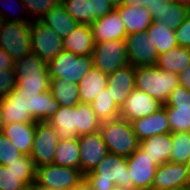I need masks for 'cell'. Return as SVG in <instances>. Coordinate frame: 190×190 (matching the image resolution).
<instances>
[{
    "label": "cell",
    "instance_id": "cell-13",
    "mask_svg": "<svg viewBox=\"0 0 190 190\" xmlns=\"http://www.w3.org/2000/svg\"><path fill=\"white\" fill-rule=\"evenodd\" d=\"M146 31L129 34L125 37L127 58L134 67L156 65L158 52Z\"/></svg>",
    "mask_w": 190,
    "mask_h": 190
},
{
    "label": "cell",
    "instance_id": "cell-50",
    "mask_svg": "<svg viewBox=\"0 0 190 190\" xmlns=\"http://www.w3.org/2000/svg\"><path fill=\"white\" fill-rule=\"evenodd\" d=\"M73 190H92L85 180H83L77 187Z\"/></svg>",
    "mask_w": 190,
    "mask_h": 190
},
{
    "label": "cell",
    "instance_id": "cell-4",
    "mask_svg": "<svg viewBox=\"0 0 190 190\" xmlns=\"http://www.w3.org/2000/svg\"><path fill=\"white\" fill-rule=\"evenodd\" d=\"M14 72L17 78L16 86L31 92L49 90L50 75L47 63L38 55L29 53L14 62Z\"/></svg>",
    "mask_w": 190,
    "mask_h": 190
},
{
    "label": "cell",
    "instance_id": "cell-33",
    "mask_svg": "<svg viewBox=\"0 0 190 190\" xmlns=\"http://www.w3.org/2000/svg\"><path fill=\"white\" fill-rule=\"evenodd\" d=\"M101 121L88 103L79 102L76 113V130L78 137L100 130Z\"/></svg>",
    "mask_w": 190,
    "mask_h": 190
},
{
    "label": "cell",
    "instance_id": "cell-35",
    "mask_svg": "<svg viewBox=\"0 0 190 190\" xmlns=\"http://www.w3.org/2000/svg\"><path fill=\"white\" fill-rule=\"evenodd\" d=\"M190 12V7L183 3L171 1L165 5L156 21L168 25L172 30H176Z\"/></svg>",
    "mask_w": 190,
    "mask_h": 190
},
{
    "label": "cell",
    "instance_id": "cell-5",
    "mask_svg": "<svg viewBox=\"0 0 190 190\" xmlns=\"http://www.w3.org/2000/svg\"><path fill=\"white\" fill-rule=\"evenodd\" d=\"M93 67L92 54L77 55L65 50L47 63L50 79L58 78L76 83Z\"/></svg>",
    "mask_w": 190,
    "mask_h": 190
},
{
    "label": "cell",
    "instance_id": "cell-21",
    "mask_svg": "<svg viewBox=\"0 0 190 190\" xmlns=\"http://www.w3.org/2000/svg\"><path fill=\"white\" fill-rule=\"evenodd\" d=\"M36 123H10L2 126L4 134L19 152L30 155L34 142Z\"/></svg>",
    "mask_w": 190,
    "mask_h": 190
},
{
    "label": "cell",
    "instance_id": "cell-26",
    "mask_svg": "<svg viewBox=\"0 0 190 190\" xmlns=\"http://www.w3.org/2000/svg\"><path fill=\"white\" fill-rule=\"evenodd\" d=\"M1 120L3 125L10 123H36L32 115L25 113L20 105V96L15 90L0 99Z\"/></svg>",
    "mask_w": 190,
    "mask_h": 190
},
{
    "label": "cell",
    "instance_id": "cell-45",
    "mask_svg": "<svg viewBox=\"0 0 190 190\" xmlns=\"http://www.w3.org/2000/svg\"><path fill=\"white\" fill-rule=\"evenodd\" d=\"M175 36L179 46L190 48V12L182 24L175 30Z\"/></svg>",
    "mask_w": 190,
    "mask_h": 190
},
{
    "label": "cell",
    "instance_id": "cell-49",
    "mask_svg": "<svg viewBox=\"0 0 190 190\" xmlns=\"http://www.w3.org/2000/svg\"><path fill=\"white\" fill-rule=\"evenodd\" d=\"M152 1L153 0H123L122 5L124 6H133L145 7L148 11L152 10Z\"/></svg>",
    "mask_w": 190,
    "mask_h": 190
},
{
    "label": "cell",
    "instance_id": "cell-14",
    "mask_svg": "<svg viewBox=\"0 0 190 190\" xmlns=\"http://www.w3.org/2000/svg\"><path fill=\"white\" fill-rule=\"evenodd\" d=\"M78 144L83 174L93 170L109 153L100 131L78 137Z\"/></svg>",
    "mask_w": 190,
    "mask_h": 190
},
{
    "label": "cell",
    "instance_id": "cell-42",
    "mask_svg": "<svg viewBox=\"0 0 190 190\" xmlns=\"http://www.w3.org/2000/svg\"><path fill=\"white\" fill-rule=\"evenodd\" d=\"M164 106H190V91L178 84L170 93Z\"/></svg>",
    "mask_w": 190,
    "mask_h": 190
},
{
    "label": "cell",
    "instance_id": "cell-53",
    "mask_svg": "<svg viewBox=\"0 0 190 190\" xmlns=\"http://www.w3.org/2000/svg\"><path fill=\"white\" fill-rule=\"evenodd\" d=\"M187 175H188V182L190 183V159L185 163Z\"/></svg>",
    "mask_w": 190,
    "mask_h": 190
},
{
    "label": "cell",
    "instance_id": "cell-8",
    "mask_svg": "<svg viewBox=\"0 0 190 190\" xmlns=\"http://www.w3.org/2000/svg\"><path fill=\"white\" fill-rule=\"evenodd\" d=\"M92 56L94 68L107 75L129 64L125 40L95 43Z\"/></svg>",
    "mask_w": 190,
    "mask_h": 190
},
{
    "label": "cell",
    "instance_id": "cell-31",
    "mask_svg": "<svg viewBox=\"0 0 190 190\" xmlns=\"http://www.w3.org/2000/svg\"><path fill=\"white\" fill-rule=\"evenodd\" d=\"M53 164L80 169L78 138H70L58 141Z\"/></svg>",
    "mask_w": 190,
    "mask_h": 190
},
{
    "label": "cell",
    "instance_id": "cell-19",
    "mask_svg": "<svg viewBox=\"0 0 190 190\" xmlns=\"http://www.w3.org/2000/svg\"><path fill=\"white\" fill-rule=\"evenodd\" d=\"M94 43L112 40H125L126 28L119 13L114 9L90 25Z\"/></svg>",
    "mask_w": 190,
    "mask_h": 190
},
{
    "label": "cell",
    "instance_id": "cell-27",
    "mask_svg": "<svg viewBox=\"0 0 190 190\" xmlns=\"http://www.w3.org/2000/svg\"><path fill=\"white\" fill-rule=\"evenodd\" d=\"M108 75L99 69H90L78 83L80 102L91 104L96 96L106 88Z\"/></svg>",
    "mask_w": 190,
    "mask_h": 190
},
{
    "label": "cell",
    "instance_id": "cell-3",
    "mask_svg": "<svg viewBox=\"0 0 190 190\" xmlns=\"http://www.w3.org/2000/svg\"><path fill=\"white\" fill-rule=\"evenodd\" d=\"M100 133L107 146L108 152L129 157L140 145L131 122L122 118L106 120L101 122Z\"/></svg>",
    "mask_w": 190,
    "mask_h": 190
},
{
    "label": "cell",
    "instance_id": "cell-38",
    "mask_svg": "<svg viewBox=\"0 0 190 190\" xmlns=\"http://www.w3.org/2000/svg\"><path fill=\"white\" fill-rule=\"evenodd\" d=\"M61 4L79 24L91 25L95 22L93 15H90V7L87 0H61Z\"/></svg>",
    "mask_w": 190,
    "mask_h": 190
},
{
    "label": "cell",
    "instance_id": "cell-32",
    "mask_svg": "<svg viewBox=\"0 0 190 190\" xmlns=\"http://www.w3.org/2000/svg\"><path fill=\"white\" fill-rule=\"evenodd\" d=\"M146 32L148 36L152 37L151 41L154 43L158 54L167 52L170 49L179 46L175 36V31L168 25H164L153 20L151 26L146 30Z\"/></svg>",
    "mask_w": 190,
    "mask_h": 190
},
{
    "label": "cell",
    "instance_id": "cell-16",
    "mask_svg": "<svg viewBox=\"0 0 190 190\" xmlns=\"http://www.w3.org/2000/svg\"><path fill=\"white\" fill-rule=\"evenodd\" d=\"M163 105L159 100L149 96L145 92L134 89L120 108V118L132 122L135 119L152 115Z\"/></svg>",
    "mask_w": 190,
    "mask_h": 190
},
{
    "label": "cell",
    "instance_id": "cell-9",
    "mask_svg": "<svg viewBox=\"0 0 190 190\" xmlns=\"http://www.w3.org/2000/svg\"><path fill=\"white\" fill-rule=\"evenodd\" d=\"M36 180V166L29 155L7 166L0 165V190H21Z\"/></svg>",
    "mask_w": 190,
    "mask_h": 190
},
{
    "label": "cell",
    "instance_id": "cell-15",
    "mask_svg": "<svg viewBox=\"0 0 190 190\" xmlns=\"http://www.w3.org/2000/svg\"><path fill=\"white\" fill-rule=\"evenodd\" d=\"M127 166L130 178L133 180V190H152V183L157 165L152 159L138 148L127 157Z\"/></svg>",
    "mask_w": 190,
    "mask_h": 190
},
{
    "label": "cell",
    "instance_id": "cell-18",
    "mask_svg": "<svg viewBox=\"0 0 190 190\" xmlns=\"http://www.w3.org/2000/svg\"><path fill=\"white\" fill-rule=\"evenodd\" d=\"M188 184L184 163L165 162L156 169L152 190H174L187 187Z\"/></svg>",
    "mask_w": 190,
    "mask_h": 190
},
{
    "label": "cell",
    "instance_id": "cell-22",
    "mask_svg": "<svg viewBox=\"0 0 190 190\" xmlns=\"http://www.w3.org/2000/svg\"><path fill=\"white\" fill-rule=\"evenodd\" d=\"M171 133L154 135L140 141L139 148L152 159L157 166L169 162L172 152Z\"/></svg>",
    "mask_w": 190,
    "mask_h": 190
},
{
    "label": "cell",
    "instance_id": "cell-2",
    "mask_svg": "<svg viewBox=\"0 0 190 190\" xmlns=\"http://www.w3.org/2000/svg\"><path fill=\"white\" fill-rule=\"evenodd\" d=\"M178 84L177 74L156 65L135 67V89L145 92L163 104Z\"/></svg>",
    "mask_w": 190,
    "mask_h": 190
},
{
    "label": "cell",
    "instance_id": "cell-36",
    "mask_svg": "<svg viewBox=\"0 0 190 190\" xmlns=\"http://www.w3.org/2000/svg\"><path fill=\"white\" fill-rule=\"evenodd\" d=\"M170 133L190 132V106H165Z\"/></svg>",
    "mask_w": 190,
    "mask_h": 190
},
{
    "label": "cell",
    "instance_id": "cell-28",
    "mask_svg": "<svg viewBox=\"0 0 190 190\" xmlns=\"http://www.w3.org/2000/svg\"><path fill=\"white\" fill-rule=\"evenodd\" d=\"M40 21L62 38L69 35L79 24L68 14L61 3L48 11Z\"/></svg>",
    "mask_w": 190,
    "mask_h": 190
},
{
    "label": "cell",
    "instance_id": "cell-41",
    "mask_svg": "<svg viewBox=\"0 0 190 190\" xmlns=\"http://www.w3.org/2000/svg\"><path fill=\"white\" fill-rule=\"evenodd\" d=\"M23 155L24 154L19 152L11 141L0 132V165L7 166L13 161H18Z\"/></svg>",
    "mask_w": 190,
    "mask_h": 190
},
{
    "label": "cell",
    "instance_id": "cell-34",
    "mask_svg": "<svg viewBox=\"0 0 190 190\" xmlns=\"http://www.w3.org/2000/svg\"><path fill=\"white\" fill-rule=\"evenodd\" d=\"M90 105L101 122L120 117V108L112 100V96L106 88L96 96Z\"/></svg>",
    "mask_w": 190,
    "mask_h": 190
},
{
    "label": "cell",
    "instance_id": "cell-25",
    "mask_svg": "<svg viewBox=\"0 0 190 190\" xmlns=\"http://www.w3.org/2000/svg\"><path fill=\"white\" fill-rule=\"evenodd\" d=\"M77 105L64 107L60 106L49 122L58 136L59 140L78 138L76 130Z\"/></svg>",
    "mask_w": 190,
    "mask_h": 190
},
{
    "label": "cell",
    "instance_id": "cell-58",
    "mask_svg": "<svg viewBox=\"0 0 190 190\" xmlns=\"http://www.w3.org/2000/svg\"><path fill=\"white\" fill-rule=\"evenodd\" d=\"M39 190H49V189H45V188H40V187H39Z\"/></svg>",
    "mask_w": 190,
    "mask_h": 190
},
{
    "label": "cell",
    "instance_id": "cell-24",
    "mask_svg": "<svg viewBox=\"0 0 190 190\" xmlns=\"http://www.w3.org/2000/svg\"><path fill=\"white\" fill-rule=\"evenodd\" d=\"M94 44L90 25L78 24L69 35L63 38L62 48L77 55H86L93 53Z\"/></svg>",
    "mask_w": 190,
    "mask_h": 190
},
{
    "label": "cell",
    "instance_id": "cell-48",
    "mask_svg": "<svg viewBox=\"0 0 190 190\" xmlns=\"http://www.w3.org/2000/svg\"><path fill=\"white\" fill-rule=\"evenodd\" d=\"M178 81L186 90L190 91V65L178 74Z\"/></svg>",
    "mask_w": 190,
    "mask_h": 190
},
{
    "label": "cell",
    "instance_id": "cell-23",
    "mask_svg": "<svg viewBox=\"0 0 190 190\" xmlns=\"http://www.w3.org/2000/svg\"><path fill=\"white\" fill-rule=\"evenodd\" d=\"M126 28L127 35L146 31L153 22V17L145 7L120 5L115 9Z\"/></svg>",
    "mask_w": 190,
    "mask_h": 190
},
{
    "label": "cell",
    "instance_id": "cell-7",
    "mask_svg": "<svg viewBox=\"0 0 190 190\" xmlns=\"http://www.w3.org/2000/svg\"><path fill=\"white\" fill-rule=\"evenodd\" d=\"M30 24L0 21V48L13 60L31 53Z\"/></svg>",
    "mask_w": 190,
    "mask_h": 190
},
{
    "label": "cell",
    "instance_id": "cell-54",
    "mask_svg": "<svg viewBox=\"0 0 190 190\" xmlns=\"http://www.w3.org/2000/svg\"><path fill=\"white\" fill-rule=\"evenodd\" d=\"M172 1H176L178 3H183L190 7V0H172Z\"/></svg>",
    "mask_w": 190,
    "mask_h": 190
},
{
    "label": "cell",
    "instance_id": "cell-40",
    "mask_svg": "<svg viewBox=\"0 0 190 190\" xmlns=\"http://www.w3.org/2000/svg\"><path fill=\"white\" fill-rule=\"evenodd\" d=\"M6 1H9V0H0V21L15 22V23H21V24H30L31 21L27 15V12H26L25 7L21 0H17L19 2L18 4L20 5L19 6L20 12L22 11V15L20 14V16L18 13L16 14V13L12 12V10L10 9V7L8 5V3H10V2H6Z\"/></svg>",
    "mask_w": 190,
    "mask_h": 190
},
{
    "label": "cell",
    "instance_id": "cell-10",
    "mask_svg": "<svg viewBox=\"0 0 190 190\" xmlns=\"http://www.w3.org/2000/svg\"><path fill=\"white\" fill-rule=\"evenodd\" d=\"M31 52L48 63L63 51V38L41 21L30 22Z\"/></svg>",
    "mask_w": 190,
    "mask_h": 190
},
{
    "label": "cell",
    "instance_id": "cell-52",
    "mask_svg": "<svg viewBox=\"0 0 190 190\" xmlns=\"http://www.w3.org/2000/svg\"><path fill=\"white\" fill-rule=\"evenodd\" d=\"M107 1L111 4V6L114 9H116V8H118L122 4L123 0H107Z\"/></svg>",
    "mask_w": 190,
    "mask_h": 190
},
{
    "label": "cell",
    "instance_id": "cell-17",
    "mask_svg": "<svg viewBox=\"0 0 190 190\" xmlns=\"http://www.w3.org/2000/svg\"><path fill=\"white\" fill-rule=\"evenodd\" d=\"M106 89L115 104L121 108L135 89V67L128 64L108 74Z\"/></svg>",
    "mask_w": 190,
    "mask_h": 190
},
{
    "label": "cell",
    "instance_id": "cell-47",
    "mask_svg": "<svg viewBox=\"0 0 190 190\" xmlns=\"http://www.w3.org/2000/svg\"><path fill=\"white\" fill-rule=\"evenodd\" d=\"M0 70H14V62L11 57L0 48Z\"/></svg>",
    "mask_w": 190,
    "mask_h": 190
},
{
    "label": "cell",
    "instance_id": "cell-57",
    "mask_svg": "<svg viewBox=\"0 0 190 190\" xmlns=\"http://www.w3.org/2000/svg\"><path fill=\"white\" fill-rule=\"evenodd\" d=\"M113 190H125V189H121V188H114Z\"/></svg>",
    "mask_w": 190,
    "mask_h": 190
},
{
    "label": "cell",
    "instance_id": "cell-20",
    "mask_svg": "<svg viewBox=\"0 0 190 190\" xmlns=\"http://www.w3.org/2000/svg\"><path fill=\"white\" fill-rule=\"evenodd\" d=\"M131 125L139 141L154 135L170 133V124L164 105L152 115L133 120Z\"/></svg>",
    "mask_w": 190,
    "mask_h": 190
},
{
    "label": "cell",
    "instance_id": "cell-6",
    "mask_svg": "<svg viewBox=\"0 0 190 190\" xmlns=\"http://www.w3.org/2000/svg\"><path fill=\"white\" fill-rule=\"evenodd\" d=\"M83 180L84 174L80 169L55 164L42 165L36 168L35 183L40 188L49 190H73Z\"/></svg>",
    "mask_w": 190,
    "mask_h": 190
},
{
    "label": "cell",
    "instance_id": "cell-43",
    "mask_svg": "<svg viewBox=\"0 0 190 190\" xmlns=\"http://www.w3.org/2000/svg\"><path fill=\"white\" fill-rule=\"evenodd\" d=\"M16 81L14 70H0V99L15 89Z\"/></svg>",
    "mask_w": 190,
    "mask_h": 190
},
{
    "label": "cell",
    "instance_id": "cell-56",
    "mask_svg": "<svg viewBox=\"0 0 190 190\" xmlns=\"http://www.w3.org/2000/svg\"><path fill=\"white\" fill-rule=\"evenodd\" d=\"M174 190H189V188L188 187H183V188L174 189Z\"/></svg>",
    "mask_w": 190,
    "mask_h": 190
},
{
    "label": "cell",
    "instance_id": "cell-30",
    "mask_svg": "<svg viewBox=\"0 0 190 190\" xmlns=\"http://www.w3.org/2000/svg\"><path fill=\"white\" fill-rule=\"evenodd\" d=\"M49 90L60 106H76L80 102L79 85L64 79H50Z\"/></svg>",
    "mask_w": 190,
    "mask_h": 190
},
{
    "label": "cell",
    "instance_id": "cell-51",
    "mask_svg": "<svg viewBox=\"0 0 190 190\" xmlns=\"http://www.w3.org/2000/svg\"><path fill=\"white\" fill-rule=\"evenodd\" d=\"M21 190H39L38 185L34 182L28 185H25Z\"/></svg>",
    "mask_w": 190,
    "mask_h": 190
},
{
    "label": "cell",
    "instance_id": "cell-12",
    "mask_svg": "<svg viewBox=\"0 0 190 190\" xmlns=\"http://www.w3.org/2000/svg\"><path fill=\"white\" fill-rule=\"evenodd\" d=\"M58 141V136L49 122H36L34 142L29 155L33 159L36 168L53 164Z\"/></svg>",
    "mask_w": 190,
    "mask_h": 190
},
{
    "label": "cell",
    "instance_id": "cell-44",
    "mask_svg": "<svg viewBox=\"0 0 190 190\" xmlns=\"http://www.w3.org/2000/svg\"><path fill=\"white\" fill-rule=\"evenodd\" d=\"M90 7V15H93L95 20L104 17L112 12L114 8L107 0H87Z\"/></svg>",
    "mask_w": 190,
    "mask_h": 190
},
{
    "label": "cell",
    "instance_id": "cell-37",
    "mask_svg": "<svg viewBox=\"0 0 190 190\" xmlns=\"http://www.w3.org/2000/svg\"><path fill=\"white\" fill-rule=\"evenodd\" d=\"M172 152L169 162L187 163L190 159V132L171 133Z\"/></svg>",
    "mask_w": 190,
    "mask_h": 190
},
{
    "label": "cell",
    "instance_id": "cell-39",
    "mask_svg": "<svg viewBox=\"0 0 190 190\" xmlns=\"http://www.w3.org/2000/svg\"><path fill=\"white\" fill-rule=\"evenodd\" d=\"M30 21H40L61 0H21Z\"/></svg>",
    "mask_w": 190,
    "mask_h": 190
},
{
    "label": "cell",
    "instance_id": "cell-29",
    "mask_svg": "<svg viewBox=\"0 0 190 190\" xmlns=\"http://www.w3.org/2000/svg\"><path fill=\"white\" fill-rule=\"evenodd\" d=\"M190 65V48L177 46L158 55L156 66L171 73L179 74Z\"/></svg>",
    "mask_w": 190,
    "mask_h": 190
},
{
    "label": "cell",
    "instance_id": "cell-55",
    "mask_svg": "<svg viewBox=\"0 0 190 190\" xmlns=\"http://www.w3.org/2000/svg\"><path fill=\"white\" fill-rule=\"evenodd\" d=\"M2 126H3V123H2V120H1V107H0V132L2 130Z\"/></svg>",
    "mask_w": 190,
    "mask_h": 190
},
{
    "label": "cell",
    "instance_id": "cell-11",
    "mask_svg": "<svg viewBox=\"0 0 190 190\" xmlns=\"http://www.w3.org/2000/svg\"><path fill=\"white\" fill-rule=\"evenodd\" d=\"M20 96V105L25 113L32 115L36 122L49 121L58 111L60 105L51 95V91H24L18 86L14 89Z\"/></svg>",
    "mask_w": 190,
    "mask_h": 190
},
{
    "label": "cell",
    "instance_id": "cell-46",
    "mask_svg": "<svg viewBox=\"0 0 190 190\" xmlns=\"http://www.w3.org/2000/svg\"><path fill=\"white\" fill-rule=\"evenodd\" d=\"M172 0H153L152 1V10L149 11L153 20L159 19V14L164 8L165 5H169Z\"/></svg>",
    "mask_w": 190,
    "mask_h": 190
},
{
    "label": "cell",
    "instance_id": "cell-1",
    "mask_svg": "<svg viewBox=\"0 0 190 190\" xmlns=\"http://www.w3.org/2000/svg\"><path fill=\"white\" fill-rule=\"evenodd\" d=\"M84 180L92 190H113L116 187L133 190L127 157L112 153H108L93 170L84 174Z\"/></svg>",
    "mask_w": 190,
    "mask_h": 190
}]
</instances>
